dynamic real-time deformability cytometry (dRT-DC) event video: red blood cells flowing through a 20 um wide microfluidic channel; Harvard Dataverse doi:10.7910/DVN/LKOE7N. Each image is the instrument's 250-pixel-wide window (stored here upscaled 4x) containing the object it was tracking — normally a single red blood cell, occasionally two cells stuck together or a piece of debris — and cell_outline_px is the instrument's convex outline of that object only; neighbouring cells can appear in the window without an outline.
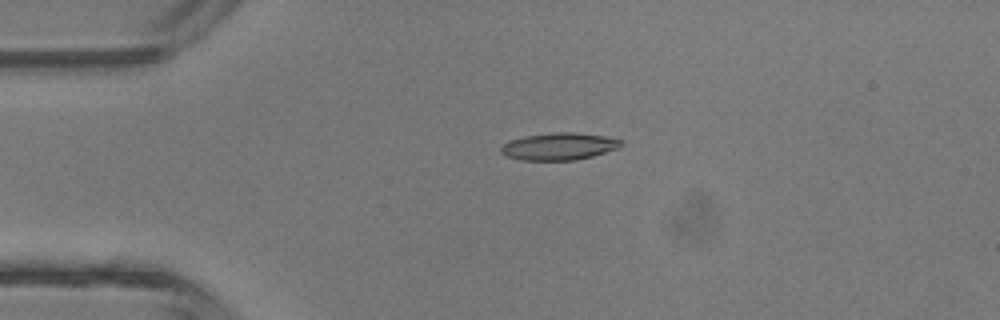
{"species": "common noctule bat (a hibernating species)", "species_latin": "Nyctalus noctula", "temperature_condition": "room temperature", "stored_images_in_passage": 4, "camera_frame_rate_fps": 3000, "um_per_image_px": 0.085, "animal": {"sex": "male", "body_mass_g": 13.3}, "frame": {"image": 1, "passage_image": 4, "time_ms": 3.333, "image_size_px": [1000, 320], "cell_outline_px": [[620, 148], [592, 156], [576, 160], [520, 160], [508, 156], [500, 152], [500, 148], [504, 144], [512, 140], [524, 136], [556, 132], [576, 132], [604, 136], [620, 140]], "centroid_in_image_um": [47.51, 12.44], "position_along_channel_um": 37.5, "area_um2": 18.84}}